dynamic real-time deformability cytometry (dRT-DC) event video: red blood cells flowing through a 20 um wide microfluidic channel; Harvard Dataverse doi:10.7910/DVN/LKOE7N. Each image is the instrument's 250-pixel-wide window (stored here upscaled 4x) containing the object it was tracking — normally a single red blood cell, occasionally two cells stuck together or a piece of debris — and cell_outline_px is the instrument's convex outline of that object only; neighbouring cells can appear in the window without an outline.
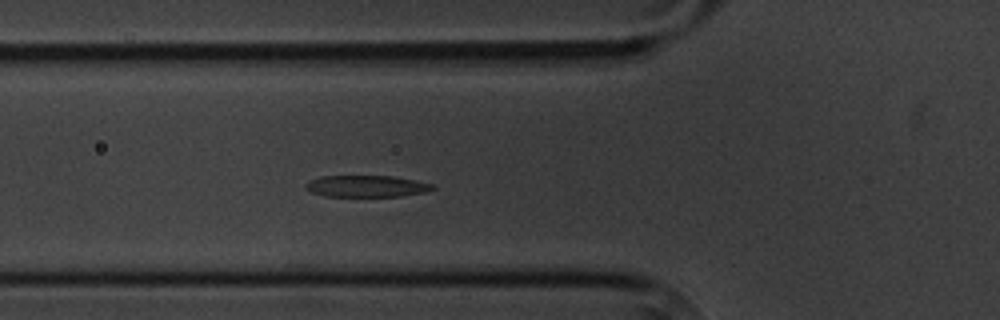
{"species": "common noctule bat (a hibernating species)", "species_latin": "Nyctalus noctula", "temperature_condition": "cold", "stored_images_in_passage": 5, "camera_frame_rate_fps": 3000, "um_per_image_px": 0.085, "animal": {"sex": "male", "body_mass_g": 20.1, "forearm_length_mm": 53.5}, "frame": {"image": 1, "passage_image": 5, "time_ms": 4.333, "image_size_px": [1000, 320], "cell_outline_px": [[436, 188], [424, 192], [400, 196], [324, 196], [312, 192], [304, 184], [308, 180], [320, 176], [392, 176], [416, 180], [432, 184]], "centroid_in_image_um": [31.14, 15.82], "position_along_channel_um": 94.7, "area_um2": 15.9}}